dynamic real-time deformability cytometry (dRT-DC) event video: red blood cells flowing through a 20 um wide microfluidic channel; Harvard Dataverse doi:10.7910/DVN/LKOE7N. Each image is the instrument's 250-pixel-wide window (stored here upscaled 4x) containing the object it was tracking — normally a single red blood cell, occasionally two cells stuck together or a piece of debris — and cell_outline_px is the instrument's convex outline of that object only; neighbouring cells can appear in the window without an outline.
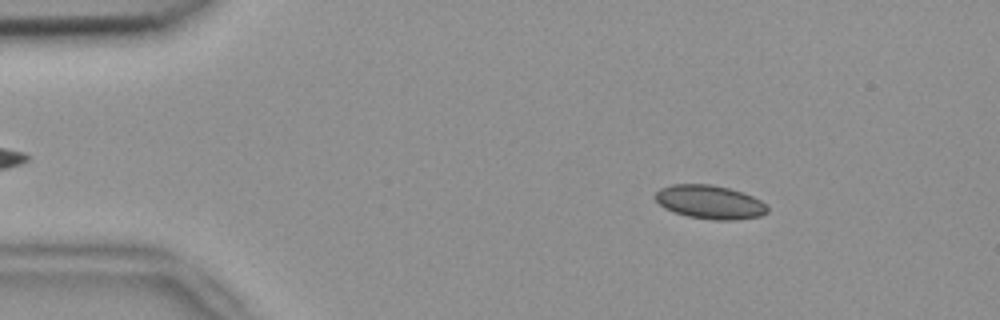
{"species": "common noctule bat (a hibernating species)", "species_latin": "Nyctalus noctula", "temperature_condition": "room temperature", "stored_images_in_passage": 53, "camera_frame_rate_fps": 3000, "um_per_image_px": 0.085, "animal": {"sex": "female", "body_mass_g": 18.4}, "frame": {"image": 1, "passage_image": 8, "time_ms": 2.333, "image_size_px": [1000, 320], "cell_outline_px": [[768, 212], [760, 216], [732, 220], [716, 220], [688, 216], [664, 208], [656, 200], [656, 192], [660, 188], [672, 184], [712, 184], [744, 192], [760, 200], [768, 208]], "centroid_in_image_um": [60.34, 17.16], "position_along_channel_um": 24.7, "area_um2": 21.85}}
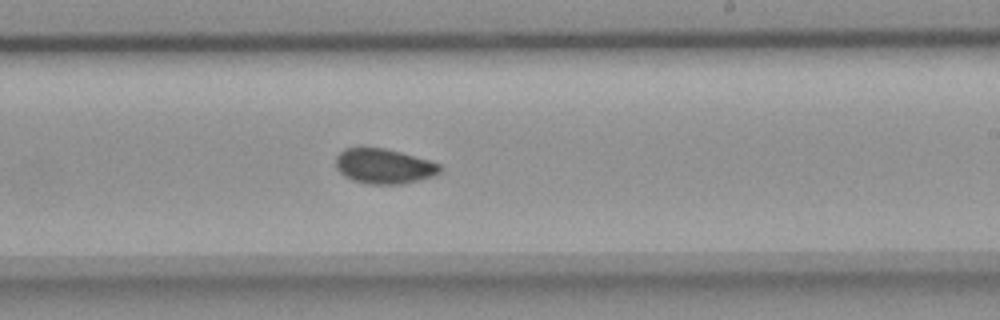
{"frame": {"image": 2, "passage_image": 32, "time_ms": 10.333, "image_size_px": [1000, 320], "cell_outline_px": [[444, 168], [440, 172], [432, 176], [400, 184], [368, 184], [352, 180], [344, 176], [336, 168], [336, 156], [344, 148], [384, 148], [400, 152], [428, 160], [440, 164]], "centroid_in_image_um": [32.62, 14.13], "position_along_channel_um": 256.4, "area_um2": 21.1}}
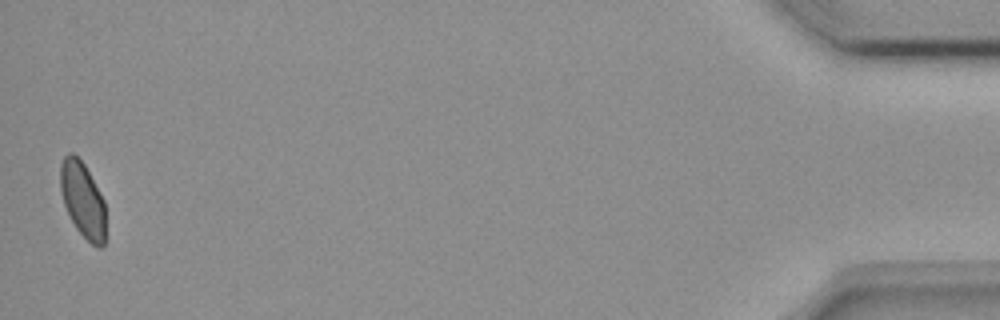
{"frame": {"image": 3, "passage_image": 53, "time_ms": 17.333, "image_size_px": [1000, 320], "cell_outline_px": [[104, 244], [100, 248], [96, 248], [76, 228], [64, 204], [60, 192], [60, 164], [64, 156], [68, 152], [72, 152], [84, 164], [104, 200]], "centroid_in_image_um": [7.01, 16.95], "position_along_channel_um": 428.2, "area_um2": 19.65}, "authors_computed_cell_mechanics": {"area_um2": 21.386, "velocity_mm_per_s": 3.7691, "shape_relaxation_time_tau1_ms": 3.7696, "shape_relaxation_time_tau2_ms": 2.7578, "deformation_change_tau1": 0.0557, "deformation_change_tau2": 0.0466}}